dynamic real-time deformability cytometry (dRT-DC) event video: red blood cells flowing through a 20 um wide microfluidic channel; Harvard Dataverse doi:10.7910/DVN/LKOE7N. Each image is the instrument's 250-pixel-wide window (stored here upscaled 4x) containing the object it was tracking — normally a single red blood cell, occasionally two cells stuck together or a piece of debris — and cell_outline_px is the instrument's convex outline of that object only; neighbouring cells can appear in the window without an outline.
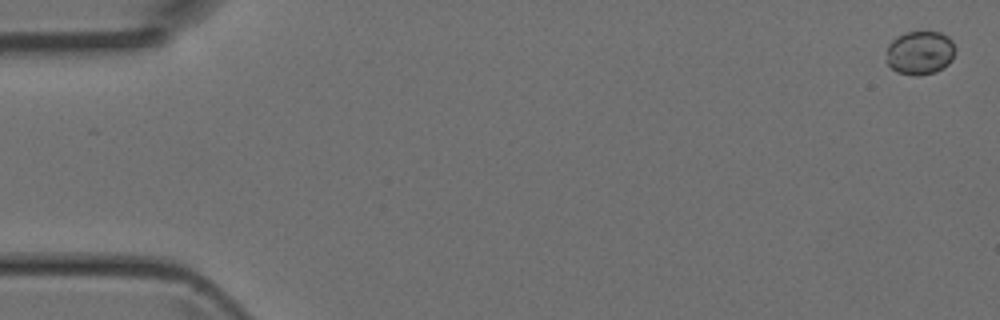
{"species": "Egyptian fruit bat (a non-hibernating species)", "species_latin": "Rousettus aegyptiacus", "temperature_condition": "room temperature", "stored_images_in_passage": 5, "camera_frame_rate_fps": 3000, "um_per_image_px": 0.085, "animal": {"sex": "female"}, "frame": {"image": 1, "passage_image": 1, "time_ms": 0.0, "image_size_px": [1000, 320], "cell_outline_px": [[956, 52], [952, 60], [948, 64], [936, 72], [916, 76], [912, 76], [896, 72], [888, 64], [888, 44], [896, 36], [908, 32], [940, 32], [948, 36], [952, 40], [956, 48]], "centroid_in_image_um": [78.23, 4.49], "position_along_channel_um": 6.8, "area_um2": 17.69}}
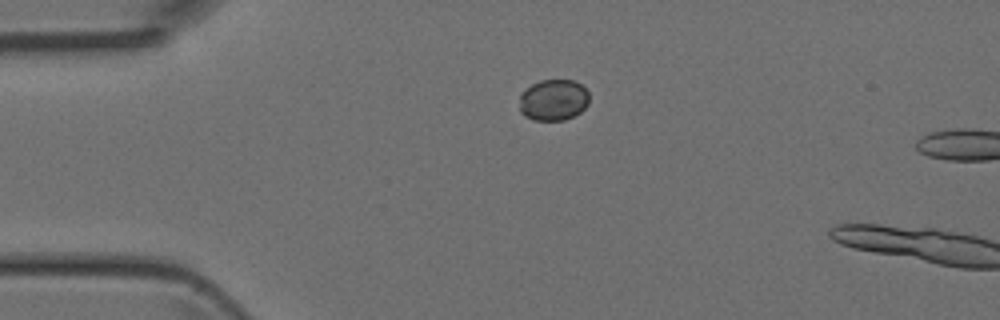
{"frame": {"image": 2, "passage_image": 4, "time_ms": 1.0, "image_size_px": [1000, 320], "cell_outline_px": [[588, 104], [580, 112], [564, 120], [532, 120], [524, 116], [520, 112], [520, 96], [532, 84], [540, 80], [576, 80], [588, 92]], "centroid_in_image_um": [47.04, 8.5], "position_along_channel_um": 38.0, "area_um2": 16.7}}